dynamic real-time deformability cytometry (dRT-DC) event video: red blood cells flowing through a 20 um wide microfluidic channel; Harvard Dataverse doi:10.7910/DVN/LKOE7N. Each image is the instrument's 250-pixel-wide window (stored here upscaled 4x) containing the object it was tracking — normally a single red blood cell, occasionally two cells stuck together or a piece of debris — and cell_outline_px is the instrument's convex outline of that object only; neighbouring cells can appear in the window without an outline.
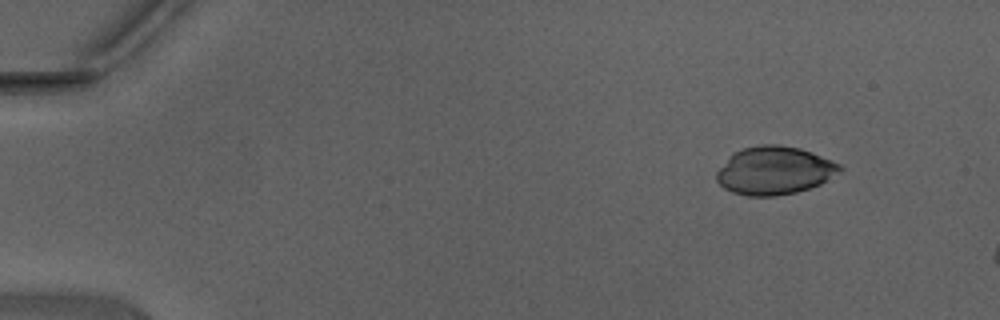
{"species": "Egyptian fruit bat (a non-hibernating species)", "species_latin": "Rousettus aegyptiacus", "temperature_condition": "warm", "stored_images_in_passage": 7, "camera_frame_rate_fps": 3000, "um_per_image_px": 0.085, "animal": {"sex": "male"}, "frame": {"image": 1, "passage_image": 1, "time_ms": 0.0, "image_size_px": [1000, 320], "cell_outline_px": [[844, 168], [840, 172], [820, 184], [796, 192], [776, 196], [748, 196], [732, 192], [724, 188], [716, 180], [716, 172], [736, 152], [744, 148], [760, 144], [776, 144], [800, 148], [832, 160], [840, 164]], "centroid_in_image_um": [65.85, 14.5], "position_along_channel_um": 19.1, "area_um2": 34.28}}